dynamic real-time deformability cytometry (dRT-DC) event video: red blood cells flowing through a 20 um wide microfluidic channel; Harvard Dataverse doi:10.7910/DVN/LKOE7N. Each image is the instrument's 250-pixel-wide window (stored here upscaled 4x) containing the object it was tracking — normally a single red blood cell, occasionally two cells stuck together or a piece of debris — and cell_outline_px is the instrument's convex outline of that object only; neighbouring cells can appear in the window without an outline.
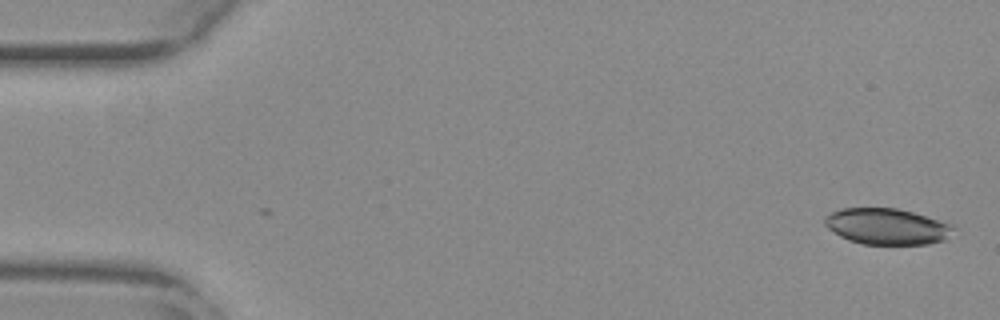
{"species": "common noctule bat (a hibernating species)", "species_latin": "Nyctalus noctula", "temperature_condition": "warm", "stored_images_in_passage": 2, "camera_frame_rate_fps": 3000, "um_per_image_px": 0.085, "animal": {"sex": "female", "body_mass_g": 29.2, "forearm_length_mm": 56.3}, "frame": {"image": 1, "passage_image": 2, "time_ms": 0.333, "image_size_px": [1000, 320], "cell_outline_px": [[956, 228], [944, 240], [928, 244], [864, 244], [848, 240], [840, 236], [828, 228], [824, 224], [824, 216], [840, 208], [896, 208], [912, 212], [952, 224]], "centroid_in_image_um": [75.37, 19.24], "position_along_channel_um": 9.6, "area_um2": 26.99}}